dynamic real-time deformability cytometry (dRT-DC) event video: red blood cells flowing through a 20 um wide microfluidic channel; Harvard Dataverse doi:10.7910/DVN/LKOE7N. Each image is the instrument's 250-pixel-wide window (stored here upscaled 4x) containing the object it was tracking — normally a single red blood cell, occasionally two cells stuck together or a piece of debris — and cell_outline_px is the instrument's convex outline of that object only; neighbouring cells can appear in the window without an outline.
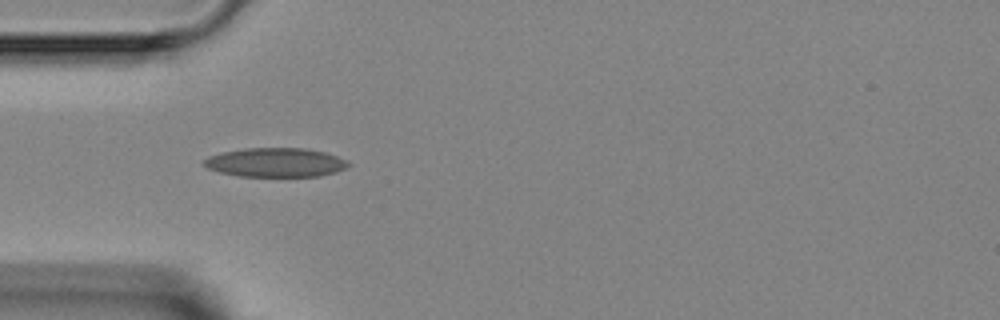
{"species": "Egyptian fruit bat (a non-hibernating species)", "species_latin": "Rousettus aegyptiacus", "temperature_condition": "room temperature", "stored_images_in_passage": 8, "camera_frame_rate_fps": 3000, "um_per_image_px": 0.085, "animal": {"sex": "female"}, "frame": {"image": 1, "passage_image": 5, "time_ms": 4.667, "image_size_px": [1000, 320], "cell_outline_px": [[352, 164], [336, 172], [320, 176], [240, 176], [220, 172], [208, 168], [204, 164], [204, 160], [208, 156], [224, 152], [244, 148], [304, 148], [324, 152], [348, 160]], "centroid_in_image_um": [23.45, 13.8], "position_along_channel_um": 61.5, "area_um2": 24.33}}
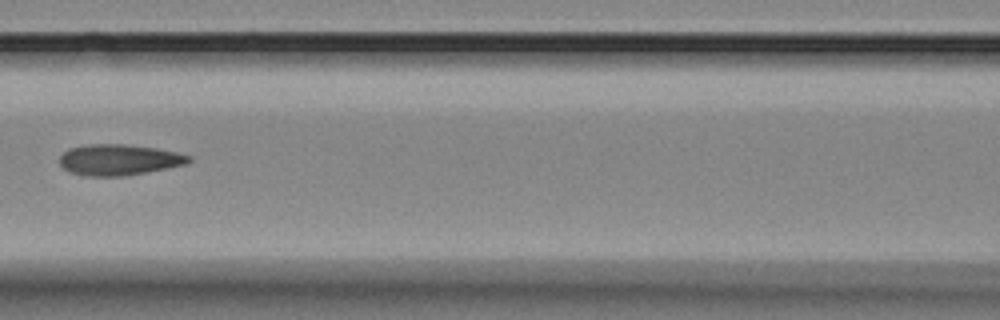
{"frame": {"image": 2, "passage_image": 7, "time_ms": 7.0, "image_size_px": [1000, 320], "cell_outline_px": [[192, 160], [188, 164], [148, 172], [124, 176], [84, 176], [68, 172], [60, 164], [60, 156], [68, 148], [84, 144], [124, 144], [156, 148], [176, 152], [192, 156]], "centroid_in_image_um": [10.11, 13.58], "position_along_channel_um": 156.5, "area_um2": 23.58}}
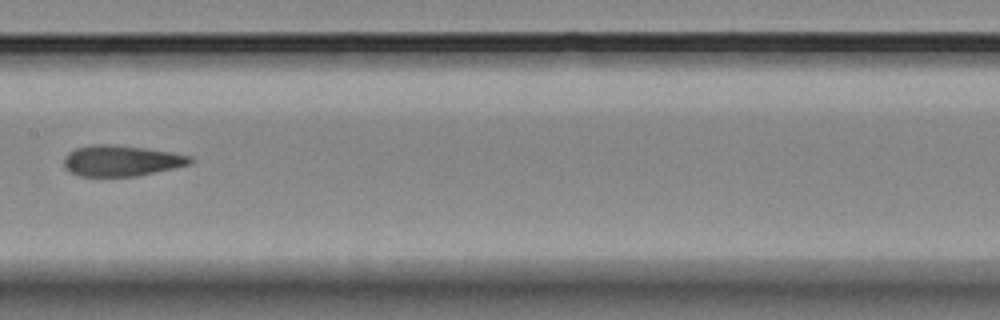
{"frame": {"image": 3, "passage_image": 8, "time_ms": 8.0, "image_size_px": [1000, 320], "cell_outline_px": [[196, 160], [192, 164], [136, 176], [80, 176], [64, 168], [64, 156], [68, 152], [76, 148], [92, 144], [112, 144], [144, 148], [172, 152], [192, 156]], "centroid_in_image_um": [10.33, 13.65], "position_along_channel_um": 197.1, "area_um2": 22.83}}